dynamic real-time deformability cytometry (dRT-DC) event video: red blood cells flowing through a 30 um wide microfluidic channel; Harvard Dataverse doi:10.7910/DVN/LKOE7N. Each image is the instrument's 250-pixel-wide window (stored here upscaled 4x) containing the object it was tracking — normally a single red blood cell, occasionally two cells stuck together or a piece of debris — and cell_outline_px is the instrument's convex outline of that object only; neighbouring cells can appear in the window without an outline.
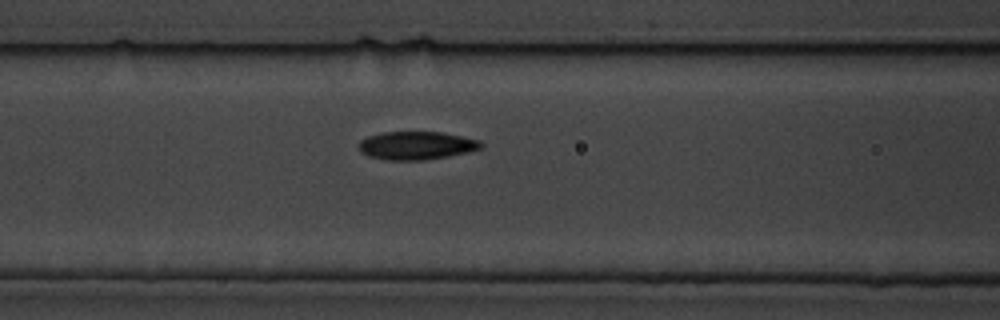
{"species": "common noctule bat (a hibernating species)", "species_latin": "Nyctalus noctula", "temperature_condition": "cold", "stored_images_in_passage": 5, "camera_frame_rate_fps": 3000, "um_per_image_px": 0.085, "animal": {"sex": "male", "body_mass_g": 19.5, "forearm_length_mm": 54.6}, "frame": {"image": 1, "passage_image": 5, "time_ms": 5.667, "image_size_px": [1000, 320], "cell_outline_px": [[484, 144], [480, 148], [468, 152], [448, 156], [424, 160], [388, 160], [368, 156], [360, 152], [360, 140], [368, 136], [384, 132], [440, 132], [480, 140]], "centroid_in_image_um": [35.39, 12.37], "position_along_channel_um": 131.2, "area_um2": 19.94}}